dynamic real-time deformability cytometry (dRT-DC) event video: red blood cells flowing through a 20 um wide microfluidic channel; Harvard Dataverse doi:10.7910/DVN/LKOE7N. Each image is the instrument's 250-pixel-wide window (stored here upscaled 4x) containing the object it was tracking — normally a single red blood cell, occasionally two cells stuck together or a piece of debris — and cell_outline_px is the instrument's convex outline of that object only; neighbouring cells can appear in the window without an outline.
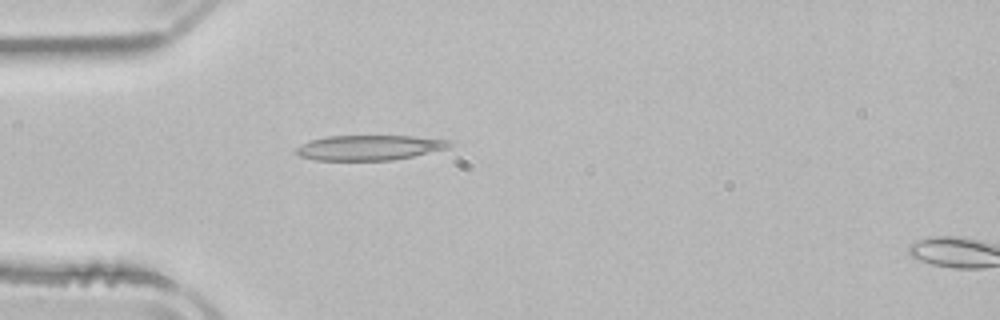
{"species": "common noctule bat (a hibernating species)", "species_latin": "Nyctalus noctula", "temperature_condition": "room temperature", "stored_images_in_passage": 5, "camera_frame_rate_fps": 3000, "um_per_image_px": 0.085, "animal": {"sex": "male", "body_mass_g": 21.5, "forearm_length_mm": 52.0}, "frame": {"image": 1, "passage_image": 4, "time_ms": 4.333, "image_size_px": [1000, 320], "cell_outline_px": [[452, 144], [448, 148], [412, 156], [392, 160], [316, 160], [300, 156], [296, 152], [296, 148], [300, 144], [312, 140], [328, 136], [416, 136], [452, 140]], "centroid_in_image_um": [31.42, 12.54], "position_along_channel_um": 53.6, "area_um2": 22.31}}